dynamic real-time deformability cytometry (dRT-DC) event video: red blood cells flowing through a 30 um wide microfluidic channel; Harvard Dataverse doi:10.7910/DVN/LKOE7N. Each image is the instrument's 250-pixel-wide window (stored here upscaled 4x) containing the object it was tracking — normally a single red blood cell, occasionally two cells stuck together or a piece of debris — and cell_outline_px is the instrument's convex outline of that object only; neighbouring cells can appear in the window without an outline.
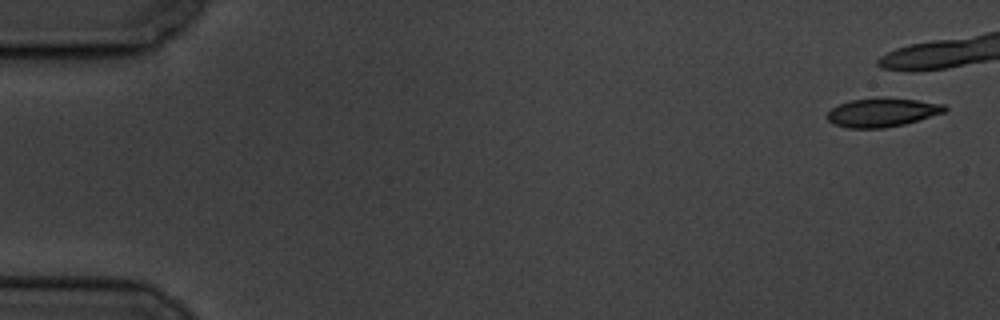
{"species": "common noctule bat (a hibernating species)", "species_latin": "Nyctalus noctula", "temperature_condition": "cold", "stored_images_in_passage": 10, "camera_frame_rate_fps": 3000, "um_per_image_px": 0.085, "animal": {"sex": "male", "body_mass_g": 19.5, "forearm_length_mm": 54.6}, "frame": {"image": 1, "passage_image": 1, "time_ms": 0.0, "image_size_px": [1000, 320], "cell_outline_px": [[948, 108], [944, 112], [904, 124], [884, 128], [848, 128], [836, 124], [828, 120], [824, 116], [832, 108], [840, 104], [852, 100], [916, 100], [944, 104]], "centroid_in_image_um": [74.96, 9.6], "position_along_channel_um": 10.0, "area_um2": 18.79}}